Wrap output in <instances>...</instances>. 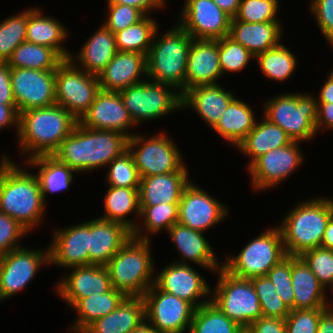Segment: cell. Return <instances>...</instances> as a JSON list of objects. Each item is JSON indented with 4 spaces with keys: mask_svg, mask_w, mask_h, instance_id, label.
<instances>
[{
    "mask_svg": "<svg viewBox=\"0 0 333 333\" xmlns=\"http://www.w3.org/2000/svg\"><path fill=\"white\" fill-rule=\"evenodd\" d=\"M31 170L21 167L3 153L0 161V212L13 218L28 232L39 224L41 226L46 213L39 180Z\"/></svg>",
    "mask_w": 333,
    "mask_h": 333,
    "instance_id": "1",
    "label": "cell"
},
{
    "mask_svg": "<svg viewBox=\"0 0 333 333\" xmlns=\"http://www.w3.org/2000/svg\"><path fill=\"white\" fill-rule=\"evenodd\" d=\"M127 142L123 133L86 128L78 122L52 156L83 175L106 167L127 150Z\"/></svg>",
    "mask_w": 333,
    "mask_h": 333,
    "instance_id": "2",
    "label": "cell"
},
{
    "mask_svg": "<svg viewBox=\"0 0 333 333\" xmlns=\"http://www.w3.org/2000/svg\"><path fill=\"white\" fill-rule=\"evenodd\" d=\"M78 120L64 107L54 104L19 113L17 139L24 162L40 155H52L72 133Z\"/></svg>",
    "mask_w": 333,
    "mask_h": 333,
    "instance_id": "3",
    "label": "cell"
},
{
    "mask_svg": "<svg viewBox=\"0 0 333 333\" xmlns=\"http://www.w3.org/2000/svg\"><path fill=\"white\" fill-rule=\"evenodd\" d=\"M286 214L278 225L285 253L301 256L321 246L327 223L333 215V198L316 196L299 201Z\"/></svg>",
    "mask_w": 333,
    "mask_h": 333,
    "instance_id": "4",
    "label": "cell"
},
{
    "mask_svg": "<svg viewBox=\"0 0 333 333\" xmlns=\"http://www.w3.org/2000/svg\"><path fill=\"white\" fill-rule=\"evenodd\" d=\"M159 28L146 56L147 79L172 85L183 95L188 51L193 38L179 24H174L160 36Z\"/></svg>",
    "mask_w": 333,
    "mask_h": 333,
    "instance_id": "5",
    "label": "cell"
},
{
    "mask_svg": "<svg viewBox=\"0 0 333 333\" xmlns=\"http://www.w3.org/2000/svg\"><path fill=\"white\" fill-rule=\"evenodd\" d=\"M151 240L131 237L106 265L114 289L128 297H142L154 284Z\"/></svg>",
    "mask_w": 333,
    "mask_h": 333,
    "instance_id": "6",
    "label": "cell"
},
{
    "mask_svg": "<svg viewBox=\"0 0 333 333\" xmlns=\"http://www.w3.org/2000/svg\"><path fill=\"white\" fill-rule=\"evenodd\" d=\"M263 105L262 115L285 131L292 141L310 142L317 136V102L311 93H279Z\"/></svg>",
    "mask_w": 333,
    "mask_h": 333,
    "instance_id": "7",
    "label": "cell"
},
{
    "mask_svg": "<svg viewBox=\"0 0 333 333\" xmlns=\"http://www.w3.org/2000/svg\"><path fill=\"white\" fill-rule=\"evenodd\" d=\"M265 230L246 243L236 256L227 254L226 259L221 261L222 267L242 279L266 276L286 253L280 228L276 225Z\"/></svg>",
    "mask_w": 333,
    "mask_h": 333,
    "instance_id": "8",
    "label": "cell"
},
{
    "mask_svg": "<svg viewBox=\"0 0 333 333\" xmlns=\"http://www.w3.org/2000/svg\"><path fill=\"white\" fill-rule=\"evenodd\" d=\"M211 289V302L245 330L262 316L259 297L250 279L231 275L223 267Z\"/></svg>",
    "mask_w": 333,
    "mask_h": 333,
    "instance_id": "9",
    "label": "cell"
},
{
    "mask_svg": "<svg viewBox=\"0 0 333 333\" xmlns=\"http://www.w3.org/2000/svg\"><path fill=\"white\" fill-rule=\"evenodd\" d=\"M176 90V91H175ZM137 126L182 110V95L172 85L145 80L119 91Z\"/></svg>",
    "mask_w": 333,
    "mask_h": 333,
    "instance_id": "10",
    "label": "cell"
},
{
    "mask_svg": "<svg viewBox=\"0 0 333 333\" xmlns=\"http://www.w3.org/2000/svg\"><path fill=\"white\" fill-rule=\"evenodd\" d=\"M139 133L128 138L127 149L140 178L176 172L186 165L178 145L168 133L158 132L150 138Z\"/></svg>",
    "mask_w": 333,
    "mask_h": 333,
    "instance_id": "11",
    "label": "cell"
},
{
    "mask_svg": "<svg viewBox=\"0 0 333 333\" xmlns=\"http://www.w3.org/2000/svg\"><path fill=\"white\" fill-rule=\"evenodd\" d=\"M100 91L98 76L78 68L65 59L55 70L56 104L64 107L78 121L88 111Z\"/></svg>",
    "mask_w": 333,
    "mask_h": 333,
    "instance_id": "12",
    "label": "cell"
},
{
    "mask_svg": "<svg viewBox=\"0 0 333 333\" xmlns=\"http://www.w3.org/2000/svg\"><path fill=\"white\" fill-rule=\"evenodd\" d=\"M27 248L22 246L0 256V302L24 290L42 266L50 265L49 247Z\"/></svg>",
    "mask_w": 333,
    "mask_h": 333,
    "instance_id": "13",
    "label": "cell"
},
{
    "mask_svg": "<svg viewBox=\"0 0 333 333\" xmlns=\"http://www.w3.org/2000/svg\"><path fill=\"white\" fill-rule=\"evenodd\" d=\"M145 319L158 333H188L196 308L154 284L143 294Z\"/></svg>",
    "mask_w": 333,
    "mask_h": 333,
    "instance_id": "14",
    "label": "cell"
},
{
    "mask_svg": "<svg viewBox=\"0 0 333 333\" xmlns=\"http://www.w3.org/2000/svg\"><path fill=\"white\" fill-rule=\"evenodd\" d=\"M302 142L270 150L259 156L247 168L254 191H267L275 187L294 173L303 164L304 155L300 150ZM267 189V190H266Z\"/></svg>",
    "mask_w": 333,
    "mask_h": 333,
    "instance_id": "15",
    "label": "cell"
},
{
    "mask_svg": "<svg viewBox=\"0 0 333 333\" xmlns=\"http://www.w3.org/2000/svg\"><path fill=\"white\" fill-rule=\"evenodd\" d=\"M178 24L193 38L219 40L230 32L231 17L213 0H184Z\"/></svg>",
    "mask_w": 333,
    "mask_h": 333,
    "instance_id": "16",
    "label": "cell"
},
{
    "mask_svg": "<svg viewBox=\"0 0 333 333\" xmlns=\"http://www.w3.org/2000/svg\"><path fill=\"white\" fill-rule=\"evenodd\" d=\"M18 113L56 104L55 70L10 68Z\"/></svg>",
    "mask_w": 333,
    "mask_h": 333,
    "instance_id": "17",
    "label": "cell"
},
{
    "mask_svg": "<svg viewBox=\"0 0 333 333\" xmlns=\"http://www.w3.org/2000/svg\"><path fill=\"white\" fill-rule=\"evenodd\" d=\"M191 182L186 186L179 201L178 222L197 231L204 232L228 218L229 209Z\"/></svg>",
    "mask_w": 333,
    "mask_h": 333,
    "instance_id": "18",
    "label": "cell"
},
{
    "mask_svg": "<svg viewBox=\"0 0 333 333\" xmlns=\"http://www.w3.org/2000/svg\"><path fill=\"white\" fill-rule=\"evenodd\" d=\"M154 285L191 303L196 309L211 301L212 287L191 264H167L155 275Z\"/></svg>",
    "mask_w": 333,
    "mask_h": 333,
    "instance_id": "19",
    "label": "cell"
},
{
    "mask_svg": "<svg viewBox=\"0 0 333 333\" xmlns=\"http://www.w3.org/2000/svg\"><path fill=\"white\" fill-rule=\"evenodd\" d=\"M79 123L86 128L120 132L128 138L134 134L129 129L138 127L126 109L120 93L103 90L97 93Z\"/></svg>",
    "mask_w": 333,
    "mask_h": 333,
    "instance_id": "20",
    "label": "cell"
},
{
    "mask_svg": "<svg viewBox=\"0 0 333 333\" xmlns=\"http://www.w3.org/2000/svg\"><path fill=\"white\" fill-rule=\"evenodd\" d=\"M53 231V240L48 245L51 266L65 270L89 266V221Z\"/></svg>",
    "mask_w": 333,
    "mask_h": 333,
    "instance_id": "21",
    "label": "cell"
},
{
    "mask_svg": "<svg viewBox=\"0 0 333 333\" xmlns=\"http://www.w3.org/2000/svg\"><path fill=\"white\" fill-rule=\"evenodd\" d=\"M55 285L59 298L71 308L80 298L109 292L113 287L106 266L90 265L69 268Z\"/></svg>",
    "mask_w": 333,
    "mask_h": 333,
    "instance_id": "22",
    "label": "cell"
},
{
    "mask_svg": "<svg viewBox=\"0 0 333 333\" xmlns=\"http://www.w3.org/2000/svg\"><path fill=\"white\" fill-rule=\"evenodd\" d=\"M166 234L170 236V240L175 244L180 255V259L174 262L188 265V262L191 261L201 266L200 268H205L209 272L214 271V273L222 267V263L216 258L217 255L204 232L193 230L177 222Z\"/></svg>",
    "mask_w": 333,
    "mask_h": 333,
    "instance_id": "23",
    "label": "cell"
},
{
    "mask_svg": "<svg viewBox=\"0 0 333 333\" xmlns=\"http://www.w3.org/2000/svg\"><path fill=\"white\" fill-rule=\"evenodd\" d=\"M235 98L232 90L226 91L220 83L199 85L182 95V110L192 109L212 130Z\"/></svg>",
    "mask_w": 333,
    "mask_h": 333,
    "instance_id": "24",
    "label": "cell"
},
{
    "mask_svg": "<svg viewBox=\"0 0 333 333\" xmlns=\"http://www.w3.org/2000/svg\"><path fill=\"white\" fill-rule=\"evenodd\" d=\"M100 90L119 92L147 80L146 55L117 51L98 75Z\"/></svg>",
    "mask_w": 333,
    "mask_h": 333,
    "instance_id": "25",
    "label": "cell"
},
{
    "mask_svg": "<svg viewBox=\"0 0 333 333\" xmlns=\"http://www.w3.org/2000/svg\"><path fill=\"white\" fill-rule=\"evenodd\" d=\"M221 77L218 40L193 39L188 51L185 92L199 85L218 84Z\"/></svg>",
    "mask_w": 333,
    "mask_h": 333,
    "instance_id": "26",
    "label": "cell"
},
{
    "mask_svg": "<svg viewBox=\"0 0 333 333\" xmlns=\"http://www.w3.org/2000/svg\"><path fill=\"white\" fill-rule=\"evenodd\" d=\"M132 237L123 224L95 218L89 221V266H106L117 251Z\"/></svg>",
    "mask_w": 333,
    "mask_h": 333,
    "instance_id": "27",
    "label": "cell"
},
{
    "mask_svg": "<svg viewBox=\"0 0 333 333\" xmlns=\"http://www.w3.org/2000/svg\"><path fill=\"white\" fill-rule=\"evenodd\" d=\"M189 169L140 178V206H155L162 203H179L186 186L191 182Z\"/></svg>",
    "mask_w": 333,
    "mask_h": 333,
    "instance_id": "28",
    "label": "cell"
},
{
    "mask_svg": "<svg viewBox=\"0 0 333 333\" xmlns=\"http://www.w3.org/2000/svg\"><path fill=\"white\" fill-rule=\"evenodd\" d=\"M69 59L85 72L98 76L117 53L115 36L103 23ZM80 65V66H79Z\"/></svg>",
    "mask_w": 333,
    "mask_h": 333,
    "instance_id": "29",
    "label": "cell"
},
{
    "mask_svg": "<svg viewBox=\"0 0 333 333\" xmlns=\"http://www.w3.org/2000/svg\"><path fill=\"white\" fill-rule=\"evenodd\" d=\"M280 22L248 23L231 18L229 36L254 56L277 46L283 38Z\"/></svg>",
    "mask_w": 333,
    "mask_h": 333,
    "instance_id": "30",
    "label": "cell"
},
{
    "mask_svg": "<svg viewBox=\"0 0 333 333\" xmlns=\"http://www.w3.org/2000/svg\"><path fill=\"white\" fill-rule=\"evenodd\" d=\"M57 18L45 15L41 8L35 9L28 15L26 26V42L47 46L54 49L64 60L69 59L72 51L64 46L69 30Z\"/></svg>",
    "mask_w": 333,
    "mask_h": 333,
    "instance_id": "31",
    "label": "cell"
},
{
    "mask_svg": "<svg viewBox=\"0 0 333 333\" xmlns=\"http://www.w3.org/2000/svg\"><path fill=\"white\" fill-rule=\"evenodd\" d=\"M144 320L143 297L126 296L116 309L93 321L81 333H130Z\"/></svg>",
    "mask_w": 333,
    "mask_h": 333,
    "instance_id": "32",
    "label": "cell"
},
{
    "mask_svg": "<svg viewBox=\"0 0 333 333\" xmlns=\"http://www.w3.org/2000/svg\"><path fill=\"white\" fill-rule=\"evenodd\" d=\"M292 288L294 309L328 308L326 289L319 283L300 256H292Z\"/></svg>",
    "mask_w": 333,
    "mask_h": 333,
    "instance_id": "33",
    "label": "cell"
},
{
    "mask_svg": "<svg viewBox=\"0 0 333 333\" xmlns=\"http://www.w3.org/2000/svg\"><path fill=\"white\" fill-rule=\"evenodd\" d=\"M103 206L105 213L98 218L121 223L134 231L140 218L139 189L108 185ZM130 213L135 215L133 220L128 218Z\"/></svg>",
    "mask_w": 333,
    "mask_h": 333,
    "instance_id": "34",
    "label": "cell"
},
{
    "mask_svg": "<svg viewBox=\"0 0 333 333\" xmlns=\"http://www.w3.org/2000/svg\"><path fill=\"white\" fill-rule=\"evenodd\" d=\"M291 142V138L285 131L262 115L261 120L256 121L252 131L241 141L236 149L240 151V154L248 156V167L259 156Z\"/></svg>",
    "mask_w": 333,
    "mask_h": 333,
    "instance_id": "35",
    "label": "cell"
},
{
    "mask_svg": "<svg viewBox=\"0 0 333 333\" xmlns=\"http://www.w3.org/2000/svg\"><path fill=\"white\" fill-rule=\"evenodd\" d=\"M31 169L36 168L43 201L46 203L48 194L66 192L73 182L74 174L77 172L68 165L59 162L52 155H40L25 161ZM33 166V167H32Z\"/></svg>",
    "mask_w": 333,
    "mask_h": 333,
    "instance_id": "36",
    "label": "cell"
},
{
    "mask_svg": "<svg viewBox=\"0 0 333 333\" xmlns=\"http://www.w3.org/2000/svg\"><path fill=\"white\" fill-rule=\"evenodd\" d=\"M254 114L249 103L236 97L212 131L235 148L254 128L257 121Z\"/></svg>",
    "mask_w": 333,
    "mask_h": 333,
    "instance_id": "37",
    "label": "cell"
},
{
    "mask_svg": "<svg viewBox=\"0 0 333 333\" xmlns=\"http://www.w3.org/2000/svg\"><path fill=\"white\" fill-rule=\"evenodd\" d=\"M125 297L122 292L112 288L109 292L100 295L80 298L71 307L77 313V317L72 322L69 330L73 333H81L93 321L116 309Z\"/></svg>",
    "mask_w": 333,
    "mask_h": 333,
    "instance_id": "38",
    "label": "cell"
},
{
    "mask_svg": "<svg viewBox=\"0 0 333 333\" xmlns=\"http://www.w3.org/2000/svg\"><path fill=\"white\" fill-rule=\"evenodd\" d=\"M178 210L179 203L140 206V220L132 236L141 240H151L149 236L157 235L161 231L167 232L178 222Z\"/></svg>",
    "mask_w": 333,
    "mask_h": 333,
    "instance_id": "39",
    "label": "cell"
},
{
    "mask_svg": "<svg viewBox=\"0 0 333 333\" xmlns=\"http://www.w3.org/2000/svg\"><path fill=\"white\" fill-rule=\"evenodd\" d=\"M63 61L54 49L25 41L14 49L7 63L10 68L56 70Z\"/></svg>",
    "mask_w": 333,
    "mask_h": 333,
    "instance_id": "40",
    "label": "cell"
},
{
    "mask_svg": "<svg viewBox=\"0 0 333 333\" xmlns=\"http://www.w3.org/2000/svg\"><path fill=\"white\" fill-rule=\"evenodd\" d=\"M261 73L276 82H285L295 73L298 60L294 53L282 42L255 56Z\"/></svg>",
    "mask_w": 333,
    "mask_h": 333,
    "instance_id": "41",
    "label": "cell"
},
{
    "mask_svg": "<svg viewBox=\"0 0 333 333\" xmlns=\"http://www.w3.org/2000/svg\"><path fill=\"white\" fill-rule=\"evenodd\" d=\"M158 27L157 20L146 15L138 23L114 33L117 51L142 53L147 56Z\"/></svg>",
    "mask_w": 333,
    "mask_h": 333,
    "instance_id": "42",
    "label": "cell"
},
{
    "mask_svg": "<svg viewBox=\"0 0 333 333\" xmlns=\"http://www.w3.org/2000/svg\"><path fill=\"white\" fill-rule=\"evenodd\" d=\"M245 331L211 301L198 307L188 333H242Z\"/></svg>",
    "mask_w": 333,
    "mask_h": 333,
    "instance_id": "43",
    "label": "cell"
},
{
    "mask_svg": "<svg viewBox=\"0 0 333 333\" xmlns=\"http://www.w3.org/2000/svg\"><path fill=\"white\" fill-rule=\"evenodd\" d=\"M34 9V6L27 8L0 22V62H8L14 49L26 41L28 15Z\"/></svg>",
    "mask_w": 333,
    "mask_h": 333,
    "instance_id": "44",
    "label": "cell"
},
{
    "mask_svg": "<svg viewBox=\"0 0 333 333\" xmlns=\"http://www.w3.org/2000/svg\"><path fill=\"white\" fill-rule=\"evenodd\" d=\"M218 52L222 76L228 72L243 71L248 67L250 60L255 61V56L229 35L218 40Z\"/></svg>",
    "mask_w": 333,
    "mask_h": 333,
    "instance_id": "45",
    "label": "cell"
},
{
    "mask_svg": "<svg viewBox=\"0 0 333 333\" xmlns=\"http://www.w3.org/2000/svg\"><path fill=\"white\" fill-rule=\"evenodd\" d=\"M106 183L109 186L139 189L140 176L128 149L106 166Z\"/></svg>",
    "mask_w": 333,
    "mask_h": 333,
    "instance_id": "46",
    "label": "cell"
},
{
    "mask_svg": "<svg viewBox=\"0 0 333 333\" xmlns=\"http://www.w3.org/2000/svg\"><path fill=\"white\" fill-rule=\"evenodd\" d=\"M250 280L259 297L262 315L285 320L291 309L281 300L271 280L267 276L254 277Z\"/></svg>",
    "mask_w": 333,
    "mask_h": 333,
    "instance_id": "47",
    "label": "cell"
},
{
    "mask_svg": "<svg viewBox=\"0 0 333 333\" xmlns=\"http://www.w3.org/2000/svg\"><path fill=\"white\" fill-rule=\"evenodd\" d=\"M300 257L326 291L329 289V293L333 292V251L319 246L304 252Z\"/></svg>",
    "mask_w": 333,
    "mask_h": 333,
    "instance_id": "48",
    "label": "cell"
},
{
    "mask_svg": "<svg viewBox=\"0 0 333 333\" xmlns=\"http://www.w3.org/2000/svg\"><path fill=\"white\" fill-rule=\"evenodd\" d=\"M279 0H241L235 18L242 22H280Z\"/></svg>",
    "mask_w": 333,
    "mask_h": 333,
    "instance_id": "49",
    "label": "cell"
},
{
    "mask_svg": "<svg viewBox=\"0 0 333 333\" xmlns=\"http://www.w3.org/2000/svg\"><path fill=\"white\" fill-rule=\"evenodd\" d=\"M292 255H286L267 273V277L274 284L281 300L294 310V291L292 288Z\"/></svg>",
    "mask_w": 333,
    "mask_h": 333,
    "instance_id": "50",
    "label": "cell"
},
{
    "mask_svg": "<svg viewBox=\"0 0 333 333\" xmlns=\"http://www.w3.org/2000/svg\"><path fill=\"white\" fill-rule=\"evenodd\" d=\"M107 2V16L102 22L110 31L116 33L118 31L124 30L128 26L134 25L142 20L146 15L139 9Z\"/></svg>",
    "mask_w": 333,
    "mask_h": 333,
    "instance_id": "51",
    "label": "cell"
},
{
    "mask_svg": "<svg viewBox=\"0 0 333 333\" xmlns=\"http://www.w3.org/2000/svg\"><path fill=\"white\" fill-rule=\"evenodd\" d=\"M326 309L290 310L285 319L286 333H317L320 316Z\"/></svg>",
    "mask_w": 333,
    "mask_h": 333,
    "instance_id": "52",
    "label": "cell"
},
{
    "mask_svg": "<svg viewBox=\"0 0 333 333\" xmlns=\"http://www.w3.org/2000/svg\"><path fill=\"white\" fill-rule=\"evenodd\" d=\"M28 233L13 218L0 212V256L22 247L20 240Z\"/></svg>",
    "mask_w": 333,
    "mask_h": 333,
    "instance_id": "53",
    "label": "cell"
},
{
    "mask_svg": "<svg viewBox=\"0 0 333 333\" xmlns=\"http://www.w3.org/2000/svg\"><path fill=\"white\" fill-rule=\"evenodd\" d=\"M310 15H313L320 32L328 41L333 36V0H310Z\"/></svg>",
    "mask_w": 333,
    "mask_h": 333,
    "instance_id": "54",
    "label": "cell"
},
{
    "mask_svg": "<svg viewBox=\"0 0 333 333\" xmlns=\"http://www.w3.org/2000/svg\"><path fill=\"white\" fill-rule=\"evenodd\" d=\"M246 331L248 333H286L285 320L262 315Z\"/></svg>",
    "mask_w": 333,
    "mask_h": 333,
    "instance_id": "55",
    "label": "cell"
},
{
    "mask_svg": "<svg viewBox=\"0 0 333 333\" xmlns=\"http://www.w3.org/2000/svg\"><path fill=\"white\" fill-rule=\"evenodd\" d=\"M0 103L16 105L10 76V67L7 62H0Z\"/></svg>",
    "mask_w": 333,
    "mask_h": 333,
    "instance_id": "56",
    "label": "cell"
},
{
    "mask_svg": "<svg viewBox=\"0 0 333 333\" xmlns=\"http://www.w3.org/2000/svg\"><path fill=\"white\" fill-rule=\"evenodd\" d=\"M108 1L110 3H117L137 8L141 10L145 15L149 14L152 15L155 10L158 11V9H162L167 5L166 0H108Z\"/></svg>",
    "mask_w": 333,
    "mask_h": 333,
    "instance_id": "57",
    "label": "cell"
},
{
    "mask_svg": "<svg viewBox=\"0 0 333 333\" xmlns=\"http://www.w3.org/2000/svg\"><path fill=\"white\" fill-rule=\"evenodd\" d=\"M316 130H333V103H317ZM331 129V130H330Z\"/></svg>",
    "mask_w": 333,
    "mask_h": 333,
    "instance_id": "58",
    "label": "cell"
},
{
    "mask_svg": "<svg viewBox=\"0 0 333 333\" xmlns=\"http://www.w3.org/2000/svg\"><path fill=\"white\" fill-rule=\"evenodd\" d=\"M18 121H19V113L16 105H4L0 103V131L1 129L5 130V128L9 129L12 126L14 132L16 133L14 135H16L17 137Z\"/></svg>",
    "mask_w": 333,
    "mask_h": 333,
    "instance_id": "59",
    "label": "cell"
},
{
    "mask_svg": "<svg viewBox=\"0 0 333 333\" xmlns=\"http://www.w3.org/2000/svg\"><path fill=\"white\" fill-rule=\"evenodd\" d=\"M321 90L316 98L317 103H333V70L327 76L325 82L322 83Z\"/></svg>",
    "mask_w": 333,
    "mask_h": 333,
    "instance_id": "60",
    "label": "cell"
},
{
    "mask_svg": "<svg viewBox=\"0 0 333 333\" xmlns=\"http://www.w3.org/2000/svg\"><path fill=\"white\" fill-rule=\"evenodd\" d=\"M317 333H333V311L330 307L321 314Z\"/></svg>",
    "mask_w": 333,
    "mask_h": 333,
    "instance_id": "61",
    "label": "cell"
},
{
    "mask_svg": "<svg viewBox=\"0 0 333 333\" xmlns=\"http://www.w3.org/2000/svg\"><path fill=\"white\" fill-rule=\"evenodd\" d=\"M225 13L234 18L239 10L241 0H213Z\"/></svg>",
    "mask_w": 333,
    "mask_h": 333,
    "instance_id": "62",
    "label": "cell"
},
{
    "mask_svg": "<svg viewBox=\"0 0 333 333\" xmlns=\"http://www.w3.org/2000/svg\"><path fill=\"white\" fill-rule=\"evenodd\" d=\"M321 247L333 251V215L330 217L327 223L324 236L321 242Z\"/></svg>",
    "mask_w": 333,
    "mask_h": 333,
    "instance_id": "63",
    "label": "cell"
},
{
    "mask_svg": "<svg viewBox=\"0 0 333 333\" xmlns=\"http://www.w3.org/2000/svg\"><path fill=\"white\" fill-rule=\"evenodd\" d=\"M130 333H158L152 325L145 319Z\"/></svg>",
    "mask_w": 333,
    "mask_h": 333,
    "instance_id": "64",
    "label": "cell"
},
{
    "mask_svg": "<svg viewBox=\"0 0 333 333\" xmlns=\"http://www.w3.org/2000/svg\"><path fill=\"white\" fill-rule=\"evenodd\" d=\"M331 294L333 295V292H331ZM330 298H333V296L330 297ZM329 307H330L331 310L333 311V299H332V301L330 300V302H329Z\"/></svg>",
    "mask_w": 333,
    "mask_h": 333,
    "instance_id": "65",
    "label": "cell"
},
{
    "mask_svg": "<svg viewBox=\"0 0 333 333\" xmlns=\"http://www.w3.org/2000/svg\"><path fill=\"white\" fill-rule=\"evenodd\" d=\"M327 42L328 44H330L329 46H331L333 49V36Z\"/></svg>",
    "mask_w": 333,
    "mask_h": 333,
    "instance_id": "66",
    "label": "cell"
}]
</instances>
